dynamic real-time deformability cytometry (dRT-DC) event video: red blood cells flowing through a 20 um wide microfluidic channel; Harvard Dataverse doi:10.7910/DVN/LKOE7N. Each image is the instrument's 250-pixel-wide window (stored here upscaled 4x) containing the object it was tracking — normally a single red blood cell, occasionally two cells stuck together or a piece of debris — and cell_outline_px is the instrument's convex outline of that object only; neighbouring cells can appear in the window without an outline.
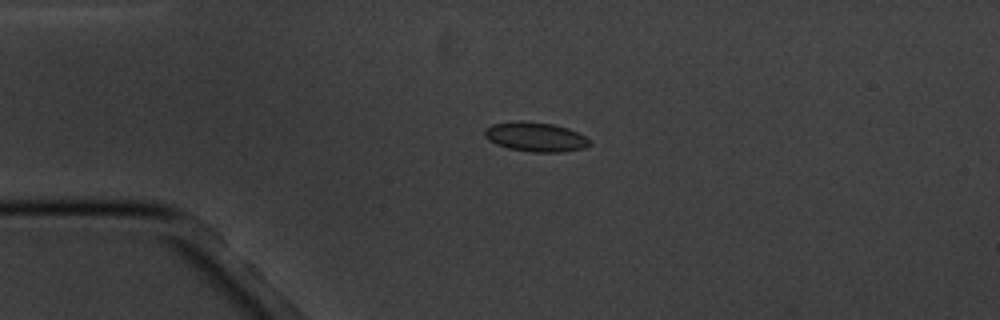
{"species": "common noctule bat (a hibernating species)", "species_latin": "Nyctalus noctula", "temperature_condition": "cold", "stored_images_in_passage": 5, "camera_frame_rate_fps": 3000, "um_per_image_px": 0.085, "animal": {"sex": "male", "body_mass_g": 20.1, "forearm_length_mm": 53.5}, "frame": {"image": 1, "passage_image": 3, "time_ms": 2.333, "image_size_px": [1000, 320], "cell_outline_px": [[592, 144], [584, 148], [560, 152], [532, 152], [508, 148], [496, 144], [488, 140], [484, 136], [484, 128], [492, 124], [516, 120], [520, 120], [552, 124], [568, 128], [592, 140]], "centroid_in_image_um": [45.5, 11.63], "position_along_channel_um": 39.5, "area_um2": 18.15}}
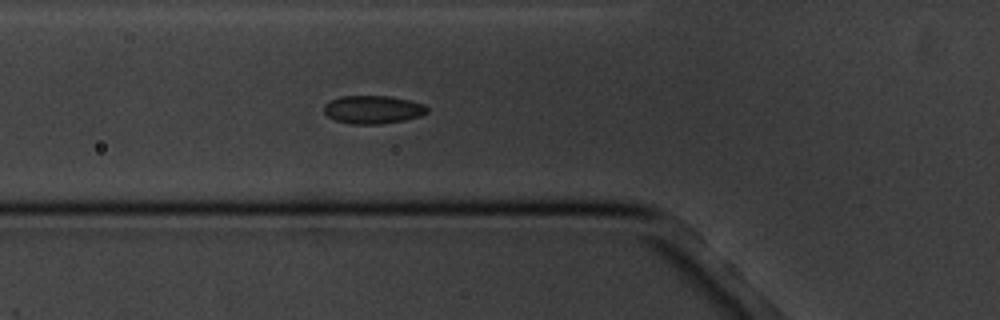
{"frame": {"image": 2, "passage_image": 5, "time_ms": 4.667, "image_size_px": [1000, 320], "cell_outline_px": [[428, 112], [420, 116], [404, 120], [380, 124], [352, 124], [336, 120], [328, 116], [324, 112], [324, 104], [340, 96], [388, 96], [408, 100], [424, 104], [428, 108]], "centroid_in_image_um": [31.7, 9.31], "position_along_channel_um": 94.1, "area_um2": 16.82}}